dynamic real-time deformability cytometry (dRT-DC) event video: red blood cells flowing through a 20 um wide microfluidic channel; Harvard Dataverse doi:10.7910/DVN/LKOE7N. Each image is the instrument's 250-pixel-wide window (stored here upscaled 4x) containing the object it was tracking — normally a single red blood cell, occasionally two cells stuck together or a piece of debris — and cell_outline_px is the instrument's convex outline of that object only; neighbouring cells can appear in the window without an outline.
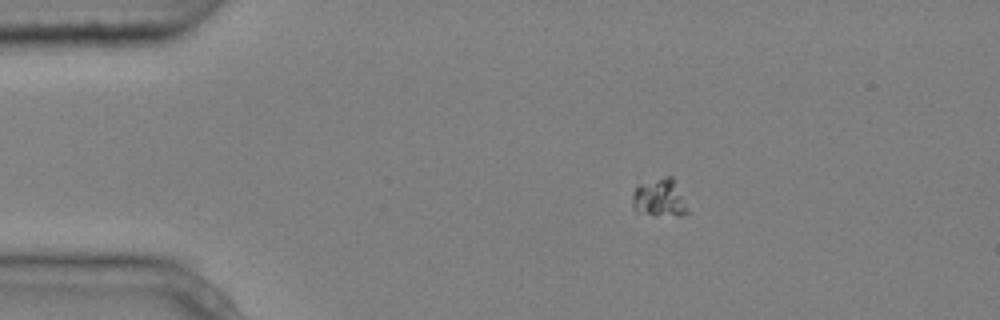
{"species": "common noctule bat (a hibernating species)", "species_latin": "Nyctalus noctula", "temperature_condition": "cold", "stored_images_in_passage": 4, "camera_frame_rate_fps": 3000, "um_per_image_px": 0.085, "animal": {"sex": "male", "body_mass_g": 20.4}, "frame": {"image": 1, "passage_image": 2, "time_ms": 0.333, "image_size_px": [1000, 320], "cell_outline_px": [[688, 212], [684, 216], [676, 216], [636, 212], [632, 208], [632, 196], [636, 188], [640, 184], [664, 176], [672, 176]], "centroid_in_image_um": [56.02, 16.83], "position_along_channel_um": 29.0, "area_um2": 11.85}}
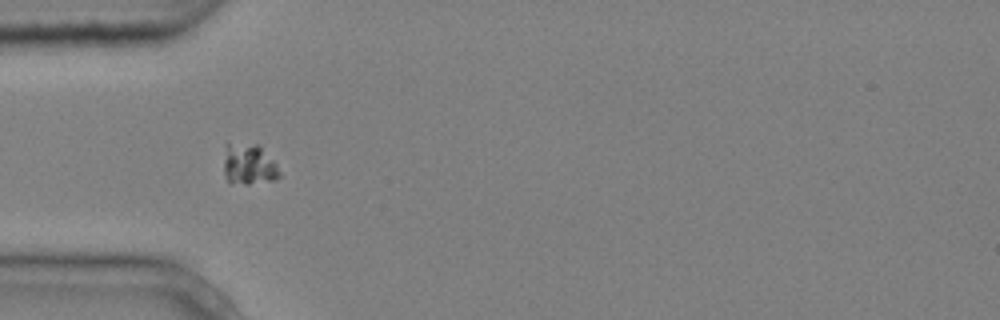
{"frame": {"image": 2, "passage_image": 4, "time_ms": 1.0, "image_size_px": [1000, 320], "cell_outline_px": [[280, 176], [276, 180], [248, 184], [228, 184], [224, 176], [224, 144], [260, 144], [276, 164], [280, 172]], "centroid_in_image_um": [21.13, 13.99], "position_along_channel_um": 63.9, "area_um2": 13.64}}